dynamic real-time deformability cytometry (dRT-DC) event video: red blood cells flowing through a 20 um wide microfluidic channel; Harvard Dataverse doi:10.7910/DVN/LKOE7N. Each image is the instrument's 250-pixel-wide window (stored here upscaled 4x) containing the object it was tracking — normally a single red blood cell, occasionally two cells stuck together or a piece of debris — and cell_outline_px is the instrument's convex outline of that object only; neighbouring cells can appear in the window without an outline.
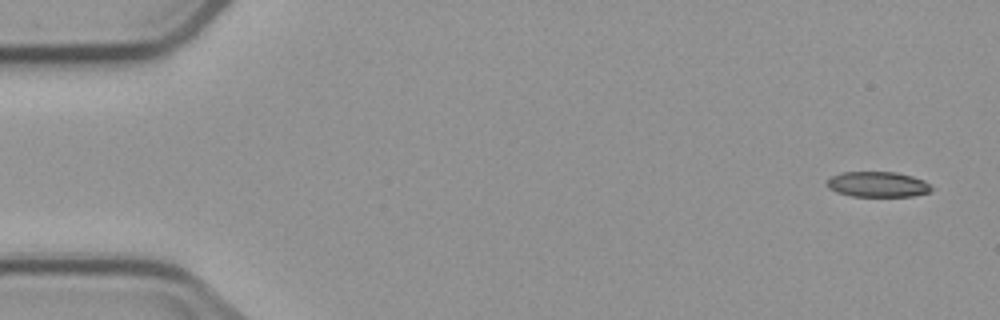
{"species": "common noctule bat (a hibernating species)", "species_latin": "Nyctalus noctula", "temperature_condition": "cold", "stored_images_in_passage": 4, "camera_frame_rate_fps": 3000, "um_per_image_px": 0.085, "animal": {"sex": "male", "body_mass_g": 23.1, "forearm_length_mm": 52.7}, "frame": {"image": 1, "passage_image": 4, "time_ms": 3.667, "image_size_px": [1000, 320], "cell_outline_px": [[932, 188], [928, 192], [912, 196], [852, 196], [836, 192], [828, 188], [828, 180], [832, 176], [844, 172], [896, 172], [912, 176], [924, 180]], "centroid_in_image_um": [74.6, 15.67], "position_along_channel_um": 10.4, "area_um2": 15.26}}